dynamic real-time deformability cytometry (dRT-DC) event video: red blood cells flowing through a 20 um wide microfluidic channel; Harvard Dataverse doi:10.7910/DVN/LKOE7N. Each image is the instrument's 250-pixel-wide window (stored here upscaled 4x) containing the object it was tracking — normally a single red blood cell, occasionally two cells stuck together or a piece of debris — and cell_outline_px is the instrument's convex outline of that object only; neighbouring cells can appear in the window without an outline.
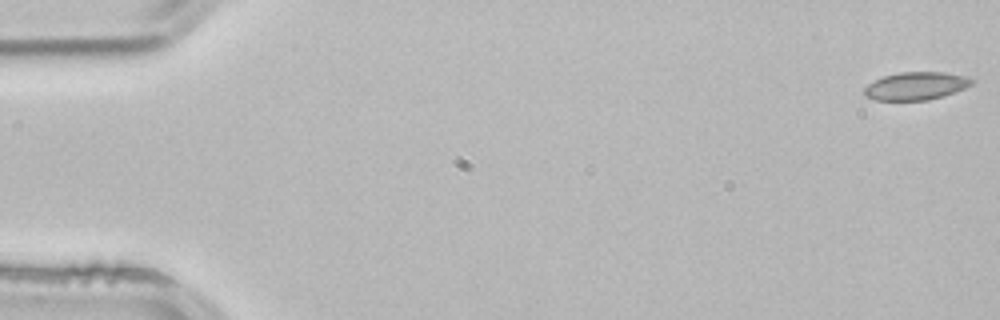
{"species": "common noctule bat (a hibernating species)", "species_latin": "Nyctalus noctula", "temperature_condition": "room temperature", "stored_images_in_passage": 3, "camera_frame_rate_fps": 3000, "um_per_image_px": 0.085, "animal": {"sex": "male", "body_mass_g": 21.5, "forearm_length_mm": 52.0}, "frame": {"image": 1, "passage_image": 1, "time_ms": 0.0, "image_size_px": [1000, 320], "cell_outline_px": [[976, 80], [972, 84], [964, 88], [944, 96], [928, 100], [876, 100], [864, 96], [864, 88], [868, 84], [884, 76], [900, 72], [944, 72], [968, 76]], "centroid_in_image_um": [77.89, 7.3], "position_along_channel_um": 7.1, "area_um2": 17.51}}
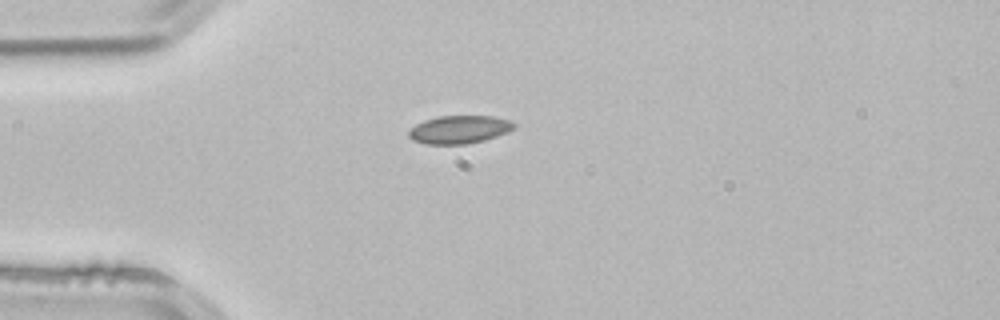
{"frame": {"image": 2, "passage_image": 3, "time_ms": 0.667, "image_size_px": [1000, 320], "cell_outline_px": [[516, 128], [508, 132], [484, 140], [464, 144], [428, 144], [412, 140], [408, 136], [408, 132], [416, 124], [424, 120], [436, 116], [492, 116], [508, 120], [516, 124]], "centroid_in_image_um": [39.04, 11.0], "position_along_channel_um": 46.0, "area_um2": 17.17}}